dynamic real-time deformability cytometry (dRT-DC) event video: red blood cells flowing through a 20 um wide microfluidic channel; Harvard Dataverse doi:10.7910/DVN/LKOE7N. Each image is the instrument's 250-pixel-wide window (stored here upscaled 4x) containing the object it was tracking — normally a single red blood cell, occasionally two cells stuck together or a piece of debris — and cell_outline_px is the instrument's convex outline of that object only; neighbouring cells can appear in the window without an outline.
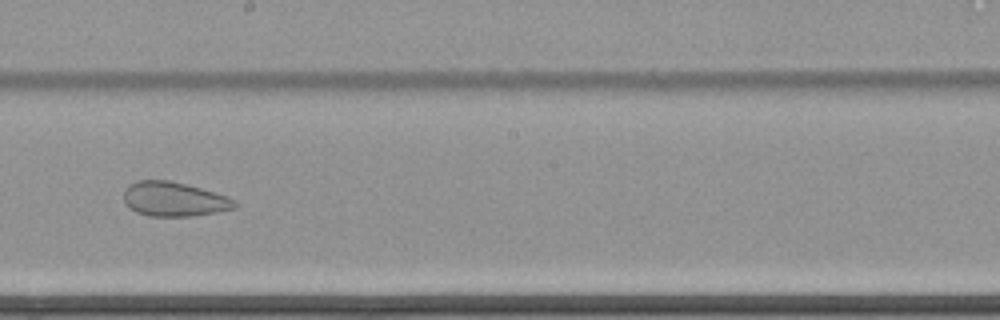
{"species": "common noctule bat (a hibernating species)", "species_latin": "Nyctalus noctula", "temperature_condition": "cold", "stored_images_in_passage": 46, "camera_frame_rate_fps": 3000, "um_per_image_px": 0.085, "animal": {"sex": "female", "body_mass_g": 22.7, "forearm_length_mm": 54.2}, "frame": {"image": 1, "passage_image": 39, "time_ms": 12.667, "image_size_px": [1000, 320], "cell_outline_px": [[240, 204], [236, 208], [216, 212], [192, 216], [148, 216], [136, 212], [128, 208], [124, 204], [124, 188], [128, 184], [136, 180], [168, 180], [200, 188], [228, 196], [236, 200]], "centroid_in_image_um": [14.78, 16.93], "position_along_channel_um": 233.4, "area_um2": 22.54}}